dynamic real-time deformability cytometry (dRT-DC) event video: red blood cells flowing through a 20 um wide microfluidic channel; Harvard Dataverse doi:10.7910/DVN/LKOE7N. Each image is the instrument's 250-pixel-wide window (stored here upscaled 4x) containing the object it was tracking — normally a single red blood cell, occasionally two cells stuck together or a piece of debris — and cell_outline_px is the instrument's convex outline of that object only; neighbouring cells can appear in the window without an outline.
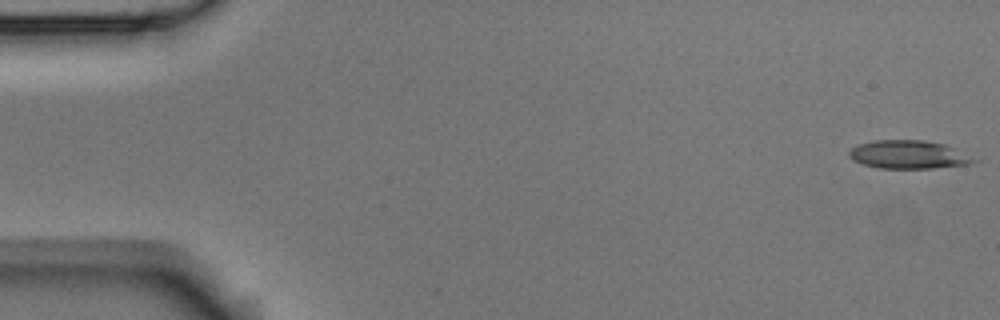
{"species": "Egyptian fruit bat (a non-hibernating species)", "species_latin": "Rousettus aegyptiacus", "temperature_condition": "room temperature", "stored_images_in_passage": 47, "camera_frame_rate_fps": 3000, "um_per_image_px": 0.085, "animal": {"sex": "male"}, "frame": {"image": 1, "passage_image": 1, "time_ms": 0.0, "image_size_px": [1000, 320], "cell_outline_px": [[980, 160], [972, 164], [932, 168], [880, 168], [864, 164], [852, 160], [848, 156], [848, 152], [852, 148], [860, 144], [872, 140], [924, 140], [944, 144]], "centroid_in_image_um": [77.23, 13.14], "position_along_channel_um": 7.8, "area_um2": 20.52}}
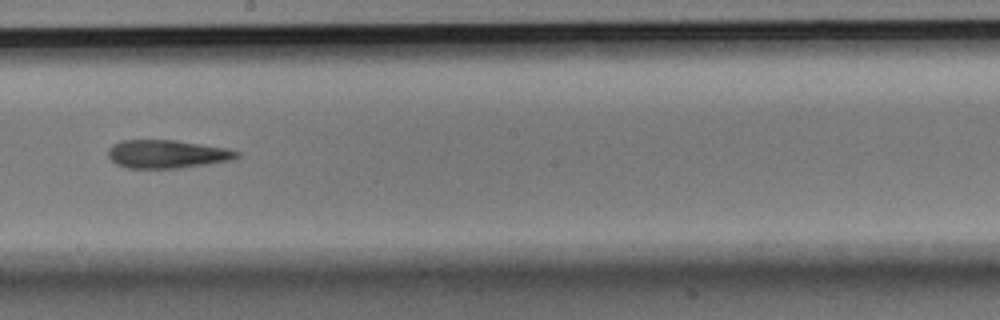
{"frame": {"image": 2, "passage_image": 30, "time_ms": 9.667, "image_size_px": [1000, 320], "cell_outline_px": [[240, 156], [232, 160], [208, 164], [180, 168], [128, 168], [116, 164], [108, 156], [108, 148], [112, 144], [120, 140], [176, 140], [228, 148], [240, 152]], "centroid_in_image_um": [14.21, 13.09], "position_along_channel_um": 234.0, "area_um2": 21.39}}
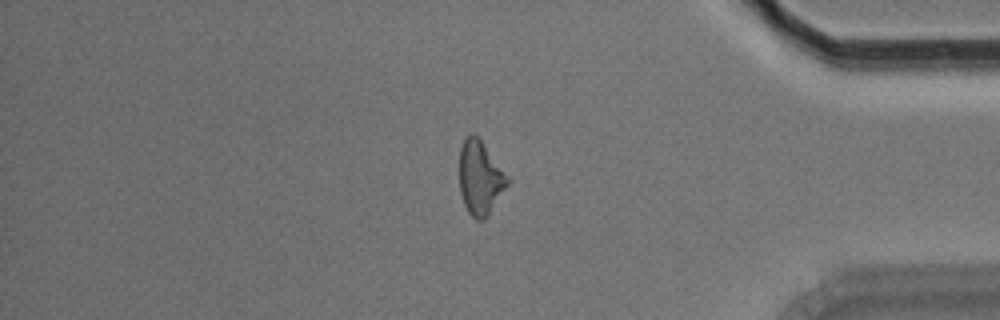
{"frame": {"image": 3, "passage_image": 45, "time_ms": 14.667, "image_size_px": [1000, 320], "cell_outline_px": [[512, 180], [484, 220], [476, 220], [468, 212], [464, 204], [460, 192], [460, 148], [464, 136], [472, 132], [480, 140]], "centroid_in_image_um": [40.82, 15.11], "position_along_channel_um": 394.4, "area_um2": 20.69}}